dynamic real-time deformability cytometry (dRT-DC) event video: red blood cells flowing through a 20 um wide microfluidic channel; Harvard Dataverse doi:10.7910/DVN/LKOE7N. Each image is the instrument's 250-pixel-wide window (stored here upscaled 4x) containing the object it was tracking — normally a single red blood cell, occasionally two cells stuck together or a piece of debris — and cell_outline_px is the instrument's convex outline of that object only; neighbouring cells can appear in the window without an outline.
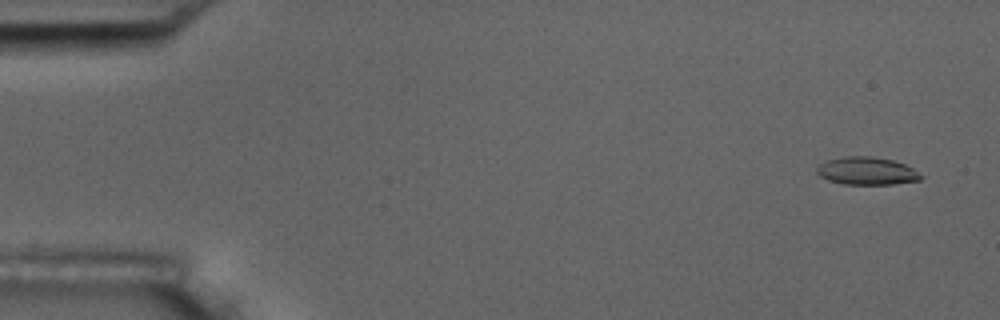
{"species": "common noctule bat (a hibernating species)", "species_latin": "Nyctalus noctula", "temperature_condition": "room temperature", "stored_images_in_passage": 4, "camera_frame_rate_fps": 3000, "um_per_image_px": 0.085, "animal": {"sex": "male", "body_mass_g": 17.5, "forearm_length_mm": 52.3}, "frame": {"image": 1, "passage_image": 1, "time_ms": 0.0, "image_size_px": [1000, 320], "cell_outline_px": [[924, 176], [920, 180], [892, 184], [844, 184], [828, 180], [820, 176], [816, 172], [816, 168], [820, 164], [828, 160], [844, 156], [872, 156], [892, 160], [904, 164], [912, 168]], "centroid_in_image_um": [73.67, 14.53], "position_along_channel_um": 11.3, "area_um2": 16.76}}
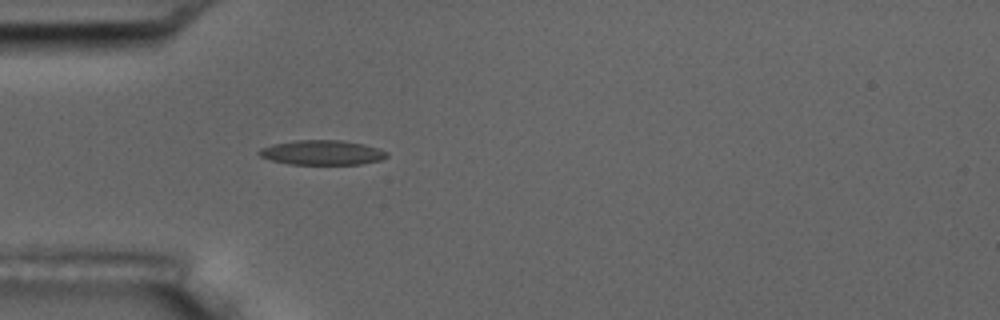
{"frame": {"image": 2, "passage_image": 4, "time_ms": 4.667, "image_size_px": [1000, 320], "cell_outline_px": [[388, 156], [380, 160], [360, 164], [288, 164], [272, 160], [260, 156], [256, 152], [260, 148], [272, 144], [296, 140], [340, 140], [364, 144], [388, 152]], "centroid_in_image_um": [27.35, 12.96], "position_along_channel_um": 57.7, "area_um2": 18.32}}